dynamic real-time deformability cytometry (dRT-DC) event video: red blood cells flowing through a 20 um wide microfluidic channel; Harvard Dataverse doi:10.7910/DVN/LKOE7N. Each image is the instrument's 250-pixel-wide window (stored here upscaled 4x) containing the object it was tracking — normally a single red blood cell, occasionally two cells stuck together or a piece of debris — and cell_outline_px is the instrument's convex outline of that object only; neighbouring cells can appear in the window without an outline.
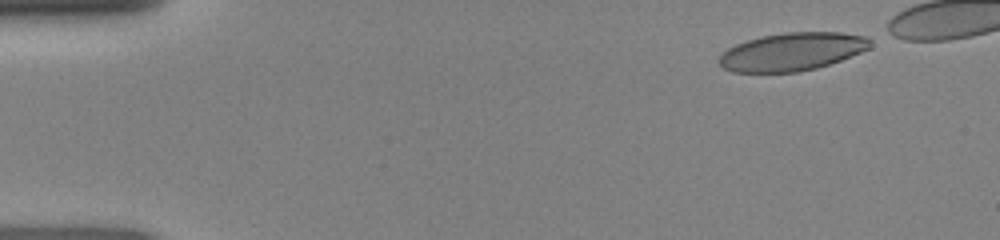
{"species": "human", "species_latin": "Homo sapiens", "temperature_condition": "room temperature", "stored_images_in_passage": 40, "camera_frame_rate_fps": 3000, "um_per_image_px": 0.085, "donor": {"sex": "female"}, "frame": {"image": 1, "passage_image": 1, "time_ms": 0.0, "image_size_px": [1000, 240], "cell_outline_px": [[872, 44], [868, 48], [860, 52], [840, 60], [816, 68], [796, 72], [732, 72], [724, 68], [716, 60], [728, 48], [736, 44], [748, 40], [764, 36], [788, 32], [840, 32], [868, 36], [872, 40]], "centroid_in_image_um": [67.34, 4.39], "position_along_channel_um": 17.7, "area_um2": 33.29}}
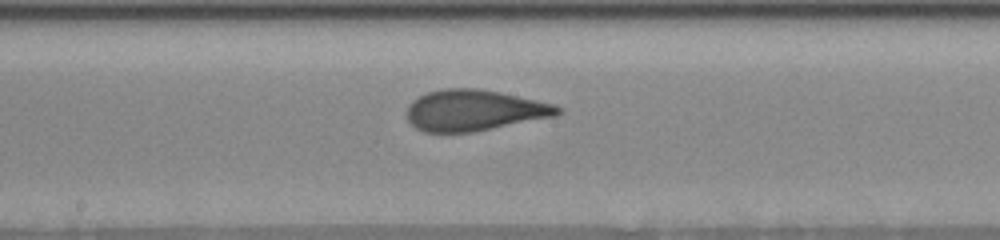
{"frame": {"image": 2, "passage_image": 22, "time_ms": 7.0, "image_size_px": [1000, 240], "cell_outline_px": [[564, 112], [556, 116], [476, 132], [424, 132], [416, 128], [408, 120], [408, 104], [412, 100], [428, 92], [440, 88], [476, 88], [500, 92], [556, 104], [564, 108]], "centroid_in_image_um": [40.37, 9.38], "position_along_channel_um": 207.8, "area_um2": 36.41}}
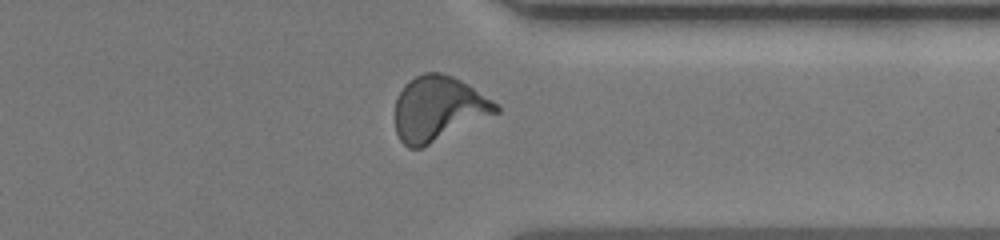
{"frame": {"image": 3, "passage_image": 34, "time_ms": 11.0, "image_size_px": [1000, 240], "cell_outline_px": [[500, 112], [420, 148], [408, 148], [400, 140], [396, 132], [396, 96], [404, 84], [408, 80], [424, 72], [440, 72], [452, 76], [468, 84], [492, 100], [500, 108]], "centroid_in_image_um": [37.24, 9.21], "position_along_channel_um": 374.2, "area_um2": 37.92}}